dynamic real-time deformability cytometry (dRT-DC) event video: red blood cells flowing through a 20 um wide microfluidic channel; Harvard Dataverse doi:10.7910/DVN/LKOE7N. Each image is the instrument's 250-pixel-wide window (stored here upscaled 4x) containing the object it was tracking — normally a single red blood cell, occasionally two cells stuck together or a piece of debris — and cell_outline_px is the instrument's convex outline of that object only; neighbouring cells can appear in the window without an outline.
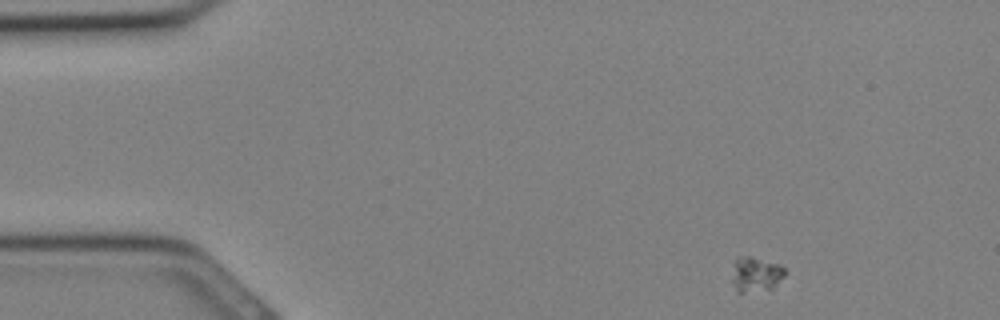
{"species": "Egyptian fruit bat (a non-hibernating species)", "species_latin": "Rousettus aegyptiacus", "temperature_condition": "cold", "stored_images_in_passage": 30, "camera_frame_rate_fps": 3000, "um_per_image_px": 0.085, "animal": {"sex": "female"}, "frame": {"image": 1, "passage_image": 1, "time_ms": 0.0, "image_size_px": [1000, 320], "cell_outline_px": [[784, 276], [772, 288], [744, 292], [736, 292], [732, 280], [732, 264], [740, 256], [752, 256], [780, 264], [784, 268]], "centroid_in_image_um": [64.21, 23.29], "position_along_channel_um": 20.8, "area_um2": 10.75}}
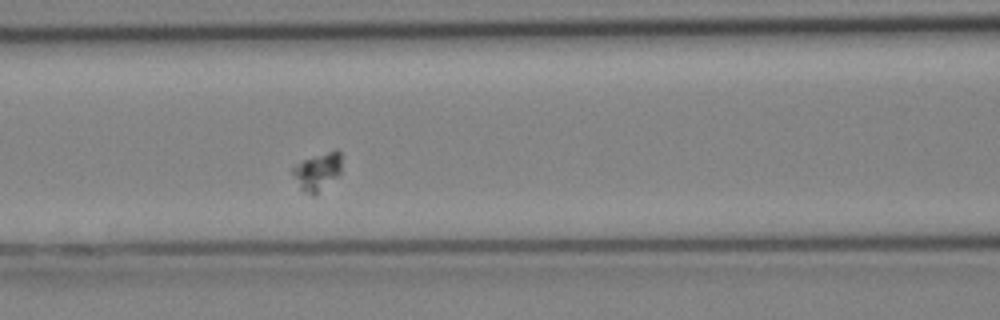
{"frame": {"image": 2, "passage_image": 11, "time_ms": 3.333, "image_size_px": [1000, 320], "cell_outline_px": [[340, 176], [316, 196], [312, 196], [300, 188], [292, 176], [292, 168], [296, 164], [304, 160], [336, 148], [340, 152]], "centroid_in_image_um": [27.0, 14.62], "position_along_channel_um": 139.6, "area_um2": 10.98}}
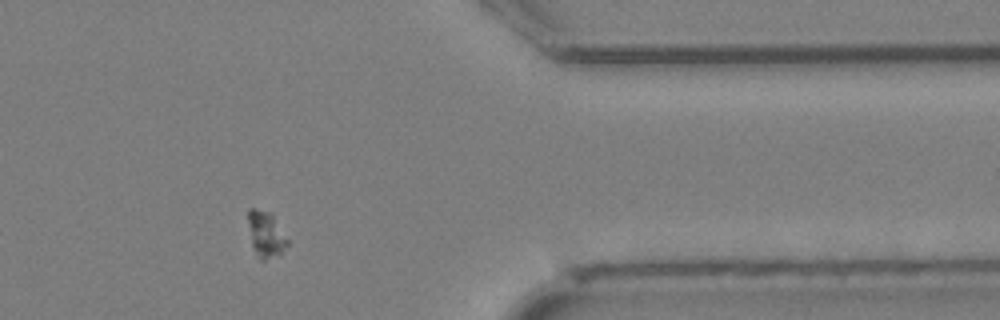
{"frame": {"image": 3, "passage_image": 24, "time_ms": 7.667, "image_size_px": [1000, 320], "cell_outline_px": [[288, 244], [280, 256], [264, 260], [260, 260], [256, 256], [252, 248], [248, 224], [248, 208], [256, 208], [272, 212], [288, 240]], "centroid_in_image_um": [22.6, 19.92], "position_along_channel_um": 388.8, "area_um2": 10.92}}